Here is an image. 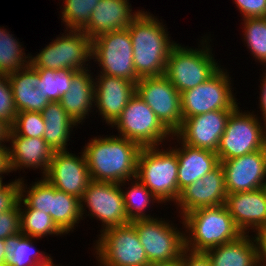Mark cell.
<instances>
[{
    "label": "cell",
    "instance_id": "1",
    "mask_svg": "<svg viewBox=\"0 0 266 266\" xmlns=\"http://www.w3.org/2000/svg\"><path fill=\"white\" fill-rule=\"evenodd\" d=\"M87 144L83 153L92 181L120 184L136 177L139 144L114 135L95 137Z\"/></svg>",
    "mask_w": 266,
    "mask_h": 266
},
{
    "label": "cell",
    "instance_id": "2",
    "mask_svg": "<svg viewBox=\"0 0 266 266\" xmlns=\"http://www.w3.org/2000/svg\"><path fill=\"white\" fill-rule=\"evenodd\" d=\"M127 29L133 46L136 75L139 78L164 75L170 51L176 43L170 42L169 32L162 22L141 10Z\"/></svg>",
    "mask_w": 266,
    "mask_h": 266
},
{
    "label": "cell",
    "instance_id": "3",
    "mask_svg": "<svg viewBox=\"0 0 266 266\" xmlns=\"http://www.w3.org/2000/svg\"><path fill=\"white\" fill-rule=\"evenodd\" d=\"M183 225L187 234L185 249L191 252H206L218 245L236 240L243 233L235 225L225 204L202 207L186 213Z\"/></svg>",
    "mask_w": 266,
    "mask_h": 266
},
{
    "label": "cell",
    "instance_id": "4",
    "mask_svg": "<svg viewBox=\"0 0 266 266\" xmlns=\"http://www.w3.org/2000/svg\"><path fill=\"white\" fill-rule=\"evenodd\" d=\"M158 149V150H157ZM178 158L173 149L158 146L142 147L137 162L136 177L158 199L157 203L179 198L177 184Z\"/></svg>",
    "mask_w": 266,
    "mask_h": 266
},
{
    "label": "cell",
    "instance_id": "5",
    "mask_svg": "<svg viewBox=\"0 0 266 266\" xmlns=\"http://www.w3.org/2000/svg\"><path fill=\"white\" fill-rule=\"evenodd\" d=\"M206 40L209 41L208 37L202 39V49H188L179 44L171 49L164 76L179 93L197 87L221 68L215 62Z\"/></svg>",
    "mask_w": 266,
    "mask_h": 266
},
{
    "label": "cell",
    "instance_id": "6",
    "mask_svg": "<svg viewBox=\"0 0 266 266\" xmlns=\"http://www.w3.org/2000/svg\"><path fill=\"white\" fill-rule=\"evenodd\" d=\"M68 32L45 46L35 57L31 55L30 64L35 69L88 70L85 66L92 58V40L82 30Z\"/></svg>",
    "mask_w": 266,
    "mask_h": 266
},
{
    "label": "cell",
    "instance_id": "7",
    "mask_svg": "<svg viewBox=\"0 0 266 266\" xmlns=\"http://www.w3.org/2000/svg\"><path fill=\"white\" fill-rule=\"evenodd\" d=\"M237 107L229 116L216 151L219 161L230 160L266 147V124Z\"/></svg>",
    "mask_w": 266,
    "mask_h": 266
},
{
    "label": "cell",
    "instance_id": "8",
    "mask_svg": "<svg viewBox=\"0 0 266 266\" xmlns=\"http://www.w3.org/2000/svg\"><path fill=\"white\" fill-rule=\"evenodd\" d=\"M111 126L119 130V137L136 142L141 147L159 146L173 135L137 93Z\"/></svg>",
    "mask_w": 266,
    "mask_h": 266
},
{
    "label": "cell",
    "instance_id": "9",
    "mask_svg": "<svg viewBox=\"0 0 266 266\" xmlns=\"http://www.w3.org/2000/svg\"><path fill=\"white\" fill-rule=\"evenodd\" d=\"M95 245L99 266H147L146 252L135 227L129 223L100 231Z\"/></svg>",
    "mask_w": 266,
    "mask_h": 266
},
{
    "label": "cell",
    "instance_id": "10",
    "mask_svg": "<svg viewBox=\"0 0 266 266\" xmlns=\"http://www.w3.org/2000/svg\"><path fill=\"white\" fill-rule=\"evenodd\" d=\"M136 229L149 263L179 260L185 250V233L165 220L140 219L130 222ZM172 225V226H171Z\"/></svg>",
    "mask_w": 266,
    "mask_h": 266
},
{
    "label": "cell",
    "instance_id": "11",
    "mask_svg": "<svg viewBox=\"0 0 266 266\" xmlns=\"http://www.w3.org/2000/svg\"><path fill=\"white\" fill-rule=\"evenodd\" d=\"M101 67V74L122 77L137 83L133 46L128 29L102 34L92 40V58Z\"/></svg>",
    "mask_w": 266,
    "mask_h": 266
},
{
    "label": "cell",
    "instance_id": "12",
    "mask_svg": "<svg viewBox=\"0 0 266 266\" xmlns=\"http://www.w3.org/2000/svg\"><path fill=\"white\" fill-rule=\"evenodd\" d=\"M229 74L219 69L207 81L181 93L183 119L213 110H235L238 103L232 94Z\"/></svg>",
    "mask_w": 266,
    "mask_h": 266
},
{
    "label": "cell",
    "instance_id": "13",
    "mask_svg": "<svg viewBox=\"0 0 266 266\" xmlns=\"http://www.w3.org/2000/svg\"><path fill=\"white\" fill-rule=\"evenodd\" d=\"M136 93L172 134L180 129L181 93L164 75L141 77L136 83Z\"/></svg>",
    "mask_w": 266,
    "mask_h": 266
},
{
    "label": "cell",
    "instance_id": "14",
    "mask_svg": "<svg viewBox=\"0 0 266 266\" xmlns=\"http://www.w3.org/2000/svg\"><path fill=\"white\" fill-rule=\"evenodd\" d=\"M123 184L125 185V182L118 184L91 181L80 199L82 217L86 213L84 212L86 205L90 216L96 217L102 222L101 231L129 224L121 188Z\"/></svg>",
    "mask_w": 266,
    "mask_h": 266
},
{
    "label": "cell",
    "instance_id": "15",
    "mask_svg": "<svg viewBox=\"0 0 266 266\" xmlns=\"http://www.w3.org/2000/svg\"><path fill=\"white\" fill-rule=\"evenodd\" d=\"M225 173L227 194L266 187V147L220 162Z\"/></svg>",
    "mask_w": 266,
    "mask_h": 266
},
{
    "label": "cell",
    "instance_id": "16",
    "mask_svg": "<svg viewBox=\"0 0 266 266\" xmlns=\"http://www.w3.org/2000/svg\"><path fill=\"white\" fill-rule=\"evenodd\" d=\"M80 156L55 151L47 174L42 178L56 189L81 199L92 180L84 153Z\"/></svg>",
    "mask_w": 266,
    "mask_h": 266
},
{
    "label": "cell",
    "instance_id": "17",
    "mask_svg": "<svg viewBox=\"0 0 266 266\" xmlns=\"http://www.w3.org/2000/svg\"><path fill=\"white\" fill-rule=\"evenodd\" d=\"M234 110H213L183 119L180 129L172 135L189 146L217 151L228 118Z\"/></svg>",
    "mask_w": 266,
    "mask_h": 266
},
{
    "label": "cell",
    "instance_id": "18",
    "mask_svg": "<svg viewBox=\"0 0 266 266\" xmlns=\"http://www.w3.org/2000/svg\"><path fill=\"white\" fill-rule=\"evenodd\" d=\"M227 191L225 188V173L221 164L205 174L201 179L184 188L176 205L184 216L195 209L215 207L225 204Z\"/></svg>",
    "mask_w": 266,
    "mask_h": 266
},
{
    "label": "cell",
    "instance_id": "19",
    "mask_svg": "<svg viewBox=\"0 0 266 266\" xmlns=\"http://www.w3.org/2000/svg\"><path fill=\"white\" fill-rule=\"evenodd\" d=\"M95 77L94 105L107 124H113L129 100L136 94V83L131 80L101 74ZM98 79V81H97Z\"/></svg>",
    "mask_w": 266,
    "mask_h": 266
},
{
    "label": "cell",
    "instance_id": "20",
    "mask_svg": "<svg viewBox=\"0 0 266 266\" xmlns=\"http://www.w3.org/2000/svg\"><path fill=\"white\" fill-rule=\"evenodd\" d=\"M225 206L243 234L252 229L257 231V235L266 227V187L249 192L229 193Z\"/></svg>",
    "mask_w": 266,
    "mask_h": 266
},
{
    "label": "cell",
    "instance_id": "21",
    "mask_svg": "<svg viewBox=\"0 0 266 266\" xmlns=\"http://www.w3.org/2000/svg\"><path fill=\"white\" fill-rule=\"evenodd\" d=\"M7 147L8 164L11 171L21 168H40L43 177L47 174L50 162L53 158L52 150L43 138L23 137L17 135L11 128Z\"/></svg>",
    "mask_w": 266,
    "mask_h": 266
},
{
    "label": "cell",
    "instance_id": "22",
    "mask_svg": "<svg viewBox=\"0 0 266 266\" xmlns=\"http://www.w3.org/2000/svg\"><path fill=\"white\" fill-rule=\"evenodd\" d=\"M128 1L100 0L93 9L87 26L82 31L93 40L105 33L127 29L141 12H132Z\"/></svg>",
    "mask_w": 266,
    "mask_h": 266
},
{
    "label": "cell",
    "instance_id": "23",
    "mask_svg": "<svg viewBox=\"0 0 266 266\" xmlns=\"http://www.w3.org/2000/svg\"><path fill=\"white\" fill-rule=\"evenodd\" d=\"M172 149L176 152L179 161L177 176L179 195L184 188L201 179L220 164L218 155L212 150L192 147L182 141L181 147Z\"/></svg>",
    "mask_w": 266,
    "mask_h": 266
},
{
    "label": "cell",
    "instance_id": "24",
    "mask_svg": "<svg viewBox=\"0 0 266 266\" xmlns=\"http://www.w3.org/2000/svg\"><path fill=\"white\" fill-rule=\"evenodd\" d=\"M205 253L211 261V266H261L262 264L257 235L250 239L248 234H242L236 240L213 247Z\"/></svg>",
    "mask_w": 266,
    "mask_h": 266
},
{
    "label": "cell",
    "instance_id": "25",
    "mask_svg": "<svg viewBox=\"0 0 266 266\" xmlns=\"http://www.w3.org/2000/svg\"><path fill=\"white\" fill-rule=\"evenodd\" d=\"M18 112H42L50 102L38 89L40 75L31 65L8 75Z\"/></svg>",
    "mask_w": 266,
    "mask_h": 266
},
{
    "label": "cell",
    "instance_id": "26",
    "mask_svg": "<svg viewBox=\"0 0 266 266\" xmlns=\"http://www.w3.org/2000/svg\"><path fill=\"white\" fill-rule=\"evenodd\" d=\"M94 82L89 70L78 71L72 78L68 92L59 101L77 126L91 112V107H94Z\"/></svg>",
    "mask_w": 266,
    "mask_h": 266
},
{
    "label": "cell",
    "instance_id": "27",
    "mask_svg": "<svg viewBox=\"0 0 266 266\" xmlns=\"http://www.w3.org/2000/svg\"><path fill=\"white\" fill-rule=\"evenodd\" d=\"M45 123L43 139L55 151H67L71 128L77 124L68 116L59 101L49 102L42 110Z\"/></svg>",
    "mask_w": 266,
    "mask_h": 266
},
{
    "label": "cell",
    "instance_id": "28",
    "mask_svg": "<svg viewBox=\"0 0 266 266\" xmlns=\"http://www.w3.org/2000/svg\"><path fill=\"white\" fill-rule=\"evenodd\" d=\"M32 239L22 232L5 239L6 266H41L52 260L45 252H35Z\"/></svg>",
    "mask_w": 266,
    "mask_h": 266
},
{
    "label": "cell",
    "instance_id": "29",
    "mask_svg": "<svg viewBox=\"0 0 266 266\" xmlns=\"http://www.w3.org/2000/svg\"><path fill=\"white\" fill-rule=\"evenodd\" d=\"M50 216L64 234L69 233L82 219L80 199L51 185Z\"/></svg>",
    "mask_w": 266,
    "mask_h": 266
},
{
    "label": "cell",
    "instance_id": "30",
    "mask_svg": "<svg viewBox=\"0 0 266 266\" xmlns=\"http://www.w3.org/2000/svg\"><path fill=\"white\" fill-rule=\"evenodd\" d=\"M20 211V232L25 236L40 239L47 235L64 234L53 222L51 216L37 209H22Z\"/></svg>",
    "mask_w": 266,
    "mask_h": 266
},
{
    "label": "cell",
    "instance_id": "31",
    "mask_svg": "<svg viewBox=\"0 0 266 266\" xmlns=\"http://www.w3.org/2000/svg\"><path fill=\"white\" fill-rule=\"evenodd\" d=\"M9 33L0 27V74L5 75L14 73L30 64V56H25L20 43Z\"/></svg>",
    "mask_w": 266,
    "mask_h": 266
},
{
    "label": "cell",
    "instance_id": "32",
    "mask_svg": "<svg viewBox=\"0 0 266 266\" xmlns=\"http://www.w3.org/2000/svg\"><path fill=\"white\" fill-rule=\"evenodd\" d=\"M133 180L134 183L131 182V188L128 187L127 191L122 189L128 220L131 222L140 219H151L153 217L149 214L147 215L145 209L149 207L151 201L153 203L154 200L158 201V199H156L153 193L137 178Z\"/></svg>",
    "mask_w": 266,
    "mask_h": 266
},
{
    "label": "cell",
    "instance_id": "33",
    "mask_svg": "<svg viewBox=\"0 0 266 266\" xmlns=\"http://www.w3.org/2000/svg\"><path fill=\"white\" fill-rule=\"evenodd\" d=\"M40 75L38 89L50 102L60 101L68 92L73 76L78 72L74 70L36 69Z\"/></svg>",
    "mask_w": 266,
    "mask_h": 266
},
{
    "label": "cell",
    "instance_id": "34",
    "mask_svg": "<svg viewBox=\"0 0 266 266\" xmlns=\"http://www.w3.org/2000/svg\"><path fill=\"white\" fill-rule=\"evenodd\" d=\"M19 183V207H24V209H37L50 215L51 184L43 178L34 182L28 190L24 186L23 178L19 179ZM25 189H27V191ZM21 203L24 204V206L21 205Z\"/></svg>",
    "mask_w": 266,
    "mask_h": 266
},
{
    "label": "cell",
    "instance_id": "35",
    "mask_svg": "<svg viewBox=\"0 0 266 266\" xmlns=\"http://www.w3.org/2000/svg\"><path fill=\"white\" fill-rule=\"evenodd\" d=\"M65 1V2H64ZM100 0H63L62 20L66 30H83Z\"/></svg>",
    "mask_w": 266,
    "mask_h": 266
},
{
    "label": "cell",
    "instance_id": "36",
    "mask_svg": "<svg viewBox=\"0 0 266 266\" xmlns=\"http://www.w3.org/2000/svg\"><path fill=\"white\" fill-rule=\"evenodd\" d=\"M244 21V41L253 57L266 64V17L246 18Z\"/></svg>",
    "mask_w": 266,
    "mask_h": 266
},
{
    "label": "cell",
    "instance_id": "37",
    "mask_svg": "<svg viewBox=\"0 0 266 266\" xmlns=\"http://www.w3.org/2000/svg\"><path fill=\"white\" fill-rule=\"evenodd\" d=\"M11 129L19 136L43 138L45 123L41 112H18Z\"/></svg>",
    "mask_w": 266,
    "mask_h": 266
},
{
    "label": "cell",
    "instance_id": "38",
    "mask_svg": "<svg viewBox=\"0 0 266 266\" xmlns=\"http://www.w3.org/2000/svg\"><path fill=\"white\" fill-rule=\"evenodd\" d=\"M17 113L8 75L0 74V118L11 127Z\"/></svg>",
    "mask_w": 266,
    "mask_h": 266
},
{
    "label": "cell",
    "instance_id": "39",
    "mask_svg": "<svg viewBox=\"0 0 266 266\" xmlns=\"http://www.w3.org/2000/svg\"><path fill=\"white\" fill-rule=\"evenodd\" d=\"M20 232L19 203L6 212L0 213V239L16 235Z\"/></svg>",
    "mask_w": 266,
    "mask_h": 266
},
{
    "label": "cell",
    "instance_id": "40",
    "mask_svg": "<svg viewBox=\"0 0 266 266\" xmlns=\"http://www.w3.org/2000/svg\"><path fill=\"white\" fill-rule=\"evenodd\" d=\"M234 2L243 19L266 17V0H234Z\"/></svg>",
    "mask_w": 266,
    "mask_h": 266
},
{
    "label": "cell",
    "instance_id": "41",
    "mask_svg": "<svg viewBox=\"0 0 266 266\" xmlns=\"http://www.w3.org/2000/svg\"><path fill=\"white\" fill-rule=\"evenodd\" d=\"M19 178L12 181L11 185L0 192V213L13 209L20 200Z\"/></svg>",
    "mask_w": 266,
    "mask_h": 266
},
{
    "label": "cell",
    "instance_id": "42",
    "mask_svg": "<svg viewBox=\"0 0 266 266\" xmlns=\"http://www.w3.org/2000/svg\"><path fill=\"white\" fill-rule=\"evenodd\" d=\"M180 261L181 266H211V261L206 253L191 252L186 249L183 251Z\"/></svg>",
    "mask_w": 266,
    "mask_h": 266
},
{
    "label": "cell",
    "instance_id": "43",
    "mask_svg": "<svg viewBox=\"0 0 266 266\" xmlns=\"http://www.w3.org/2000/svg\"><path fill=\"white\" fill-rule=\"evenodd\" d=\"M259 244H260V258H261V266H266V227H264L257 234ZM265 264V265H264Z\"/></svg>",
    "mask_w": 266,
    "mask_h": 266
},
{
    "label": "cell",
    "instance_id": "44",
    "mask_svg": "<svg viewBox=\"0 0 266 266\" xmlns=\"http://www.w3.org/2000/svg\"><path fill=\"white\" fill-rule=\"evenodd\" d=\"M266 68V67H265ZM266 71V70H265ZM263 79L261 80L263 83H261V95H260V111H262V116L264 119V122L266 124V72L264 73V76H262Z\"/></svg>",
    "mask_w": 266,
    "mask_h": 266
},
{
    "label": "cell",
    "instance_id": "45",
    "mask_svg": "<svg viewBox=\"0 0 266 266\" xmlns=\"http://www.w3.org/2000/svg\"><path fill=\"white\" fill-rule=\"evenodd\" d=\"M0 172H11L8 164L7 147L5 144H0Z\"/></svg>",
    "mask_w": 266,
    "mask_h": 266
},
{
    "label": "cell",
    "instance_id": "46",
    "mask_svg": "<svg viewBox=\"0 0 266 266\" xmlns=\"http://www.w3.org/2000/svg\"><path fill=\"white\" fill-rule=\"evenodd\" d=\"M10 126L0 118V144L8 141Z\"/></svg>",
    "mask_w": 266,
    "mask_h": 266
},
{
    "label": "cell",
    "instance_id": "47",
    "mask_svg": "<svg viewBox=\"0 0 266 266\" xmlns=\"http://www.w3.org/2000/svg\"><path fill=\"white\" fill-rule=\"evenodd\" d=\"M0 266H6L5 240L0 239Z\"/></svg>",
    "mask_w": 266,
    "mask_h": 266
},
{
    "label": "cell",
    "instance_id": "48",
    "mask_svg": "<svg viewBox=\"0 0 266 266\" xmlns=\"http://www.w3.org/2000/svg\"><path fill=\"white\" fill-rule=\"evenodd\" d=\"M147 266H181V261L179 259L167 263H150Z\"/></svg>",
    "mask_w": 266,
    "mask_h": 266
},
{
    "label": "cell",
    "instance_id": "49",
    "mask_svg": "<svg viewBox=\"0 0 266 266\" xmlns=\"http://www.w3.org/2000/svg\"><path fill=\"white\" fill-rule=\"evenodd\" d=\"M5 173L8 174V172H0V192L5 191L11 185V183H12V182H10L8 184L3 183V181H2V177L3 176H1V175L5 174Z\"/></svg>",
    "mask_w": 266,
    "mask_h": 266
},
{
    "label": "cell",
    "instance_id": "50",
    "mask_svg": "<svg viewBox=\"0 0 266 266\" xmlns=\"http://www.w3.org/2000/svg\"><path fill=\"white\" fill-rule=\"evenodd\" d=\"M41 266H58V265L53 264V262L51 260L48 264L41 265Z\"/></svg>",
    "mask_w": 266,
    "mask_h": 266
}]
</instances>
